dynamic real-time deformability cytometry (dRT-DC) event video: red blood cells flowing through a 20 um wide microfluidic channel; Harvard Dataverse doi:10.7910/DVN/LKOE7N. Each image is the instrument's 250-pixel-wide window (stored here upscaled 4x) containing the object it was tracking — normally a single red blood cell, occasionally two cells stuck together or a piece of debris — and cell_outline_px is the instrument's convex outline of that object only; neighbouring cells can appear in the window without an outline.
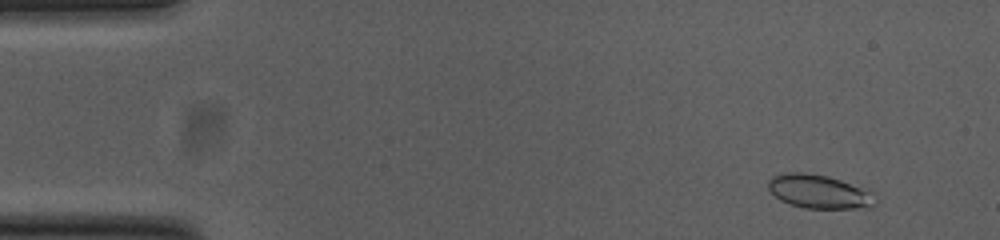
{"species": "common noctule bat (a hibernating species)", "species_latin": "Nyctalus noctula", "temperature_condition": "cold", "stored_images_in_passage": 54, "camera_frame_rate_fps": 3000, "um_per_image_px": 0.085, "animal": {"sex": "female", "body_mass_g": 23.0, "forearm_length_mm": 53.4}, "frame": {"image": 1, "passage_image": 5, "time_ms": 1.333, "image_size_px": [1000, 240], "cell_outline_px": [[876, 204], [868, 208], [804, 208], [780, 200], [768, 188], [768, 180], [772, 176], [784, 172], [800, 172], [828, 176], [868, 188], [872, 192]], "centroid_in_image_um": [69.65, 16.27], "position_along_channel_um": 15.4, "area_um2": 21.15}}
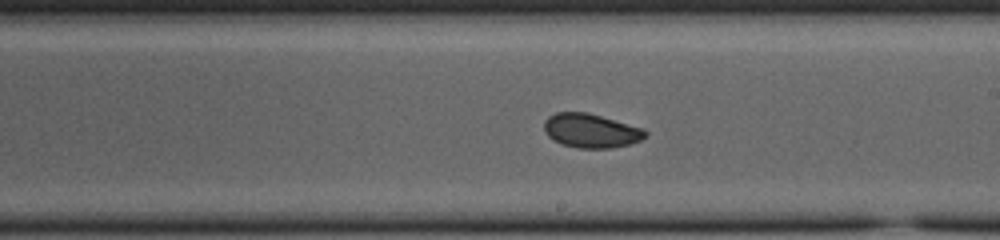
{"frame": {"image": 2, "passage_image": 31, "time_ms": 10.0, "image_size_px": [1000, 240], "cell_outline_px": [[648, 136], [640, 140], [628, 144], [612, 148], [576, 148], [564, 144], [548, 136], [544, 128], [544, 120], [548, 116], [556, 112], [588, 112], [644, 128], [648, 132]], "centroid_in_image_um": [50.26, 11.1], "position_along_channel_um": 238.7, "area_um2": 20.11}}
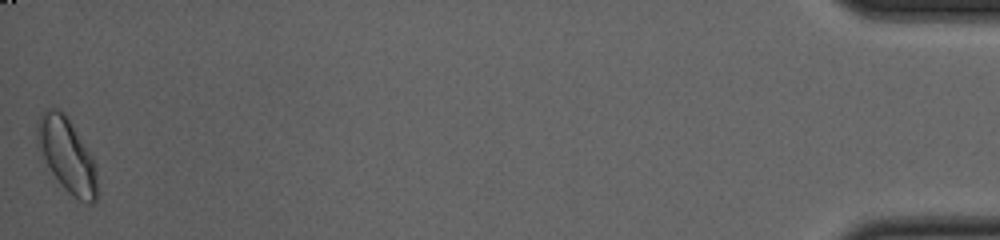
{"frame": {"image": 3, "passage_image": 54, "time_ms": 17.667, "image_size_px": [1000, 240], "cell_outline_px": [[96, 200], [92, 204], [88, 204], [72, 196], [64, 188], [52, 172], [36, 148], [36, 124], [40, 116], [44, 112], [52, 108], [56, 108], [64, 112], [68, 116], [92, 156], [96, 164]], "centroid_in_image_um": [5.67, 13.17], "position_along_channel_um": 429.5, "area_um2": 25.95}, "authors_computed_cell_mechanics": {"area_um2": 20.4901, "velocity_mm_per_s": 3.7758, "shape_relaxation_time_tau1_ms": 2.0853, "shape_relaxation_time_tau2_ms": 1.7016, "deformation_change_tau1": 0.0766, "deformation_change_tau2": 0.0582}}